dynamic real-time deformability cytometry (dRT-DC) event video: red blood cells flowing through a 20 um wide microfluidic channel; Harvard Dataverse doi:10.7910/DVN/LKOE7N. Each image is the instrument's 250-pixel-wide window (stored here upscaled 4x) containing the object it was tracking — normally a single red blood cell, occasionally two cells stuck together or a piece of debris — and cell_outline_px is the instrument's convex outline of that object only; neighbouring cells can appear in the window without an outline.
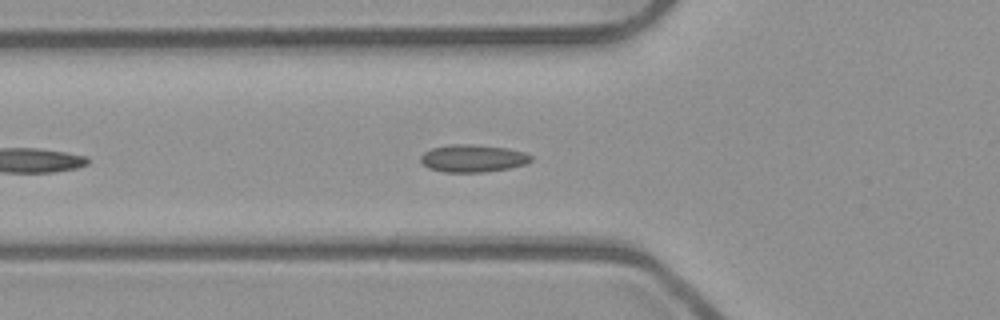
{"species": "common noctule bat (a hibernating species)", "species_latin": "Nyctalus noctula", "temperature_condition": "room temperature", "stored_images_in_passage": 18, "camera_frame_rate_fps": 3000, "um_per_image_px": 0.085, "animal": {"sex": "male", "body_mass_g": 23.1, "forearm_length_mm": 52.7}, "frame": {"image": 1, "passage_image": 2, "time_ms": 0.333, "image_size_px": [1000, 320], "cell_outline_px": [[532, 160], [524, 164], [508, 168], [484, 172], [444, 172], [428, 168], [420, 160], [420, 156], [424, 152], [432, 148], [452, 144], [468, 144], [508, 148], [524, 152], [532, 156]], "centroid_in_image_um": [40.18, 13.46], "position_along_channel_um": 85.6, "area_um2": 17.57}}
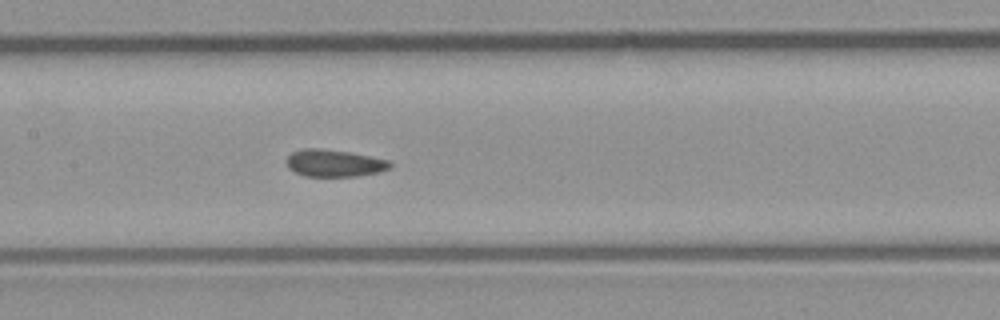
{"frame": {"image": 2, "passage_image": 9, "time_ms": 2.667, "image_size_px": [1000, 320], "cell_outline_px": [[392, 168], [380, 172], [356, 176], [304, 176], [288, 168], [288, 156], [292, 152], [304, 148], [320, 148], [348, 152], [388, 160], [392, 164]], "centroid_in_image_um": [28.43, 13.87], "position_along_channel_um": 179.0, "area_um2": 16.24}}
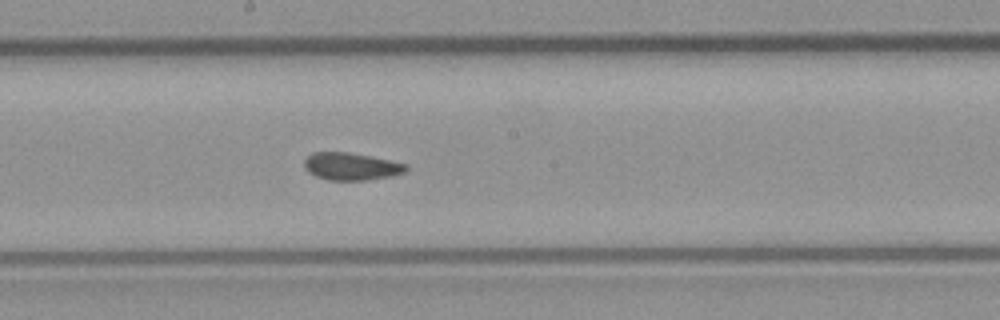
{"frame": {"image": 3, "passage_image": 12, "time_ms": 3.667, "image_size_px": [1000, 320], "cell_outline_px": [[408, 168], [404, 172], [388, 176], [368, 180], [328, 180], [316, 176], [308, 172], [304, 168], [304, 160], [312, 152], [348, 152], [408, 164]], "centroid_in_image_um": [29.81, 14.14], "position_along_channel_um": 218.4, "area_um2": 16.13}}